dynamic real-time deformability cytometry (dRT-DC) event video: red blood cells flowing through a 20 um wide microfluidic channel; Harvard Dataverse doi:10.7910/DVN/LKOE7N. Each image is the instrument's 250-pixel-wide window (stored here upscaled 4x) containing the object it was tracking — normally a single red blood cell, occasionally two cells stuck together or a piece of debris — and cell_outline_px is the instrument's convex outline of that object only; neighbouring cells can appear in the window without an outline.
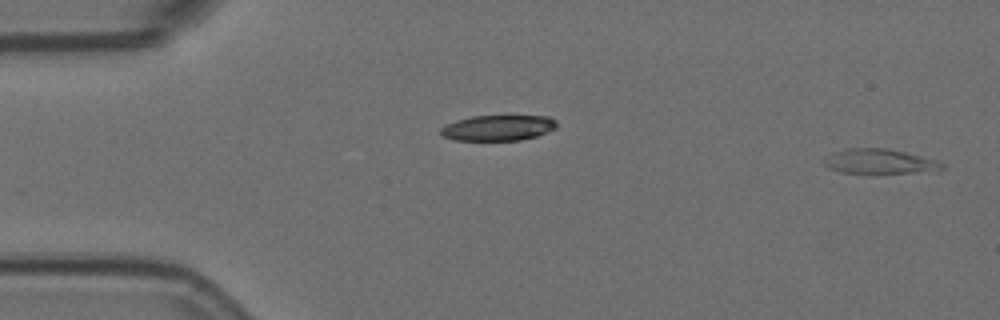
{"species": "Egyptian fruit bat (a non-hibernating species)", "species_latin": "Rousettus aegyptiacus", "temperature_condition": "room temperature", "stored_images_in_passage": 5, "camera_frame_rate_fps": 3000, "um_per_image_px": 0.085, "animal": {"sex": "female"}, "frame": {"image": 1, "passage_image": 5, "time_ms": 1.333, "image_size_px": [1000, 320], "cell_outline_px": [[948, 164], [944, 168], [912, 172], [872, 176], [840, 172], [828, 168], [820, 160], [824, 156], [832, 152], [848, 148], [888, 148], [936, 160]], "centroid_in_image_um": [74.65, 13.75], "position_along_channel_um": 10.4, "area_um2": 17.8}}